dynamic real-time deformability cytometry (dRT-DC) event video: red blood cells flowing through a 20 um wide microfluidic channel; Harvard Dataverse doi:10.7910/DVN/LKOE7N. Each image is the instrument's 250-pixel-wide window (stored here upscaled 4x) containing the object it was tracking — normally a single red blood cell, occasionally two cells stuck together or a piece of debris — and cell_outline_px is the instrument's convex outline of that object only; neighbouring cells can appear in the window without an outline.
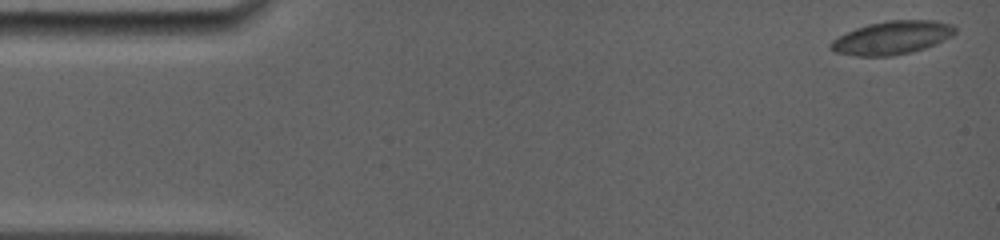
{"species": "common noctule bat (a hibernating species)", "species_latin": "Nyctalus noctula", "temperature_condition": "room temperature", "stored_images_in_passage": 39, "camera_frame_rate_fps": 5000, "um_per_image_px": 0.085, "animal": {"sex": "female", "body_mass_g": 19.0, "forearm_length_mm": 56.7}, "frame": {"image": 1, "passage_image": 1, "time_ms": 0.0, "image_size_px": [1000, 240], "cell_outline_px": [[956, 32], [952, 36], [936, 44], [912, 52], [892, 56], [856, 56], [832, 52], [828, 48], [828, 44], [832, 40], [856, 28], [868, 24], [888, 20], [936, 20], [952, 24], [956, 28]], "centroid_in_image_um": [75.82, 3.21], "position_along_channel_um": 9.2, "area_um2": 24.33}}
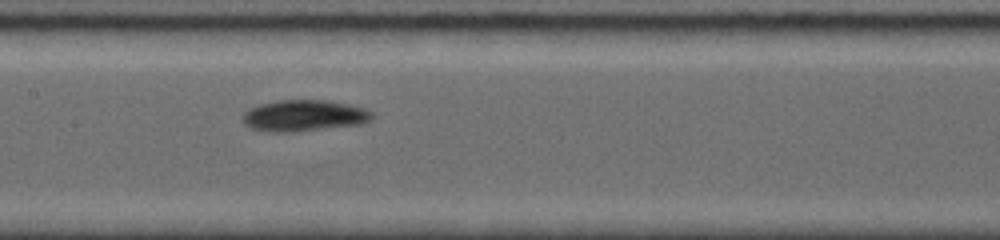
{"frame": {"image": 2, "passage_image": 20, "time_ms": 7.6, "image_size_px": [1000, 240], "cell_outline_px": [[372, 120], [360, 124], [296, 132], [268, 132], [252, 128], [244, 124], [244, 112], [260, 104], [276, 100], [328, 100], [348, 104], [364, 108], [372, 112]], "centroid_in_image_um": [25.85, 9.83], "position_along_channel_um": 181.5, "area_um2": 23.58}}
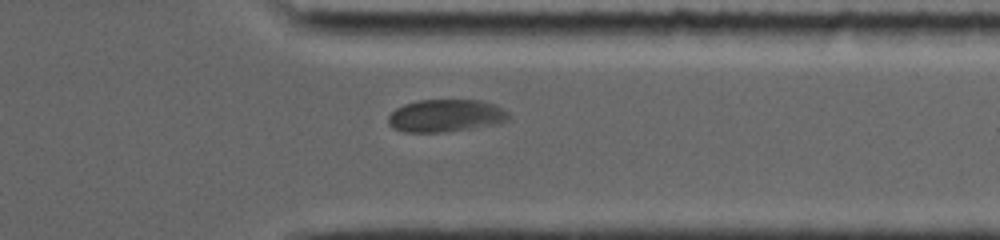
{"frame": {"image": 3, "passage_image": 33, "time_ms": 12.6, "image_size_px": [1000, 240], "cell_outline_px": [[512, 116], [508, 120], [500, 124], [448, 132], [404, 132], [392, 128], [388, 124], [388, 116], [396, 108], [404, 104], [420, 100], [480, 100], [504, 108]], "centroid_in_image_um": [37.92, 9.85], "position_along_channel_um": 373.5, "area_um2": 23.18}}